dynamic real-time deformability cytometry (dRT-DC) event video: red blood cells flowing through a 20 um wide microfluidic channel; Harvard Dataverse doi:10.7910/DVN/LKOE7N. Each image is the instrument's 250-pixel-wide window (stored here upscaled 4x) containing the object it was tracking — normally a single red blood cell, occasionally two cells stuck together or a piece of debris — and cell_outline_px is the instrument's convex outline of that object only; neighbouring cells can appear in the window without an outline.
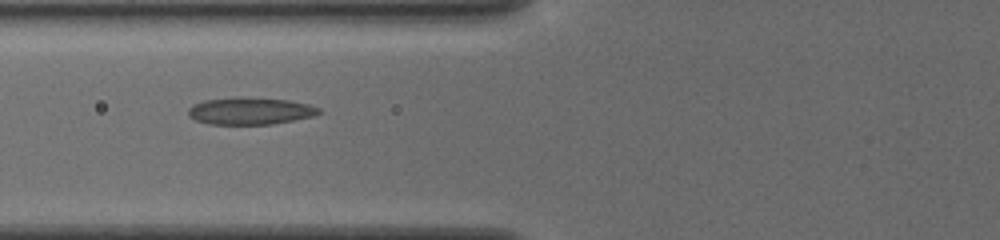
{"species": "common noctule bat (a hibernating species)", "species_latin": "Nyctalus noctula", "temperature_condition": "cold", "stored_images_in_passage": 13, "camera_frame_rate_fps": 3000, "um_per_image_px": 0.085, "animal": {"sex": "female", "body_mass_g": 19.5, "forearm_length_mm": 54.1}, "frame": {"image": 1, "passage_image": 10, "time_ms": 3.0, "image_size_px": [1000, 240], "cell_outline_px": [[320, 112], [312, 116], [272, 124], [212, 124], [196, 120], [188, 116], [188, 108], [192, 104], [204, 100], [232, 96], [240, 96], [288, 100], [308, 104], [320, 108]], "centroid_in_image_um": [21.21, 9.41], "position_along_channel_um": 104.6, "area_um2": 20.75}}
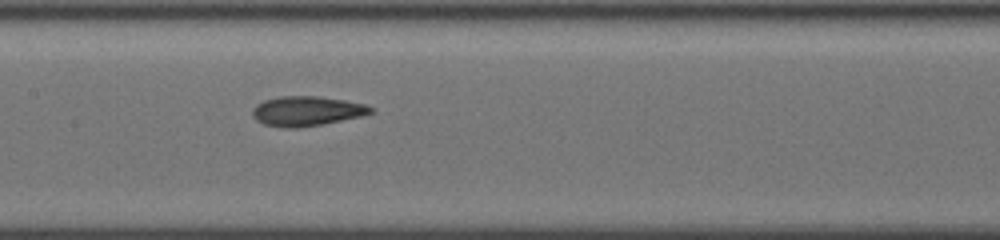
{"frame": {"image": 2, "passage_image": 13, "time_ms": 4.0, "image_size_px": [1000, 240], "cell_outline_px": [[372, 112], [340, 120], [320, 124], [264, 124], [256, 120], [252, 112], [252, 108], [256, 104], [264, 100], [276, 96], [320, 96], [344, 100], [364, 104], [372, 108]], "centroid_in_image_um": [26.04, 9.36], "position_along_channel_um": 181.4, "area_um2": 19.19}}